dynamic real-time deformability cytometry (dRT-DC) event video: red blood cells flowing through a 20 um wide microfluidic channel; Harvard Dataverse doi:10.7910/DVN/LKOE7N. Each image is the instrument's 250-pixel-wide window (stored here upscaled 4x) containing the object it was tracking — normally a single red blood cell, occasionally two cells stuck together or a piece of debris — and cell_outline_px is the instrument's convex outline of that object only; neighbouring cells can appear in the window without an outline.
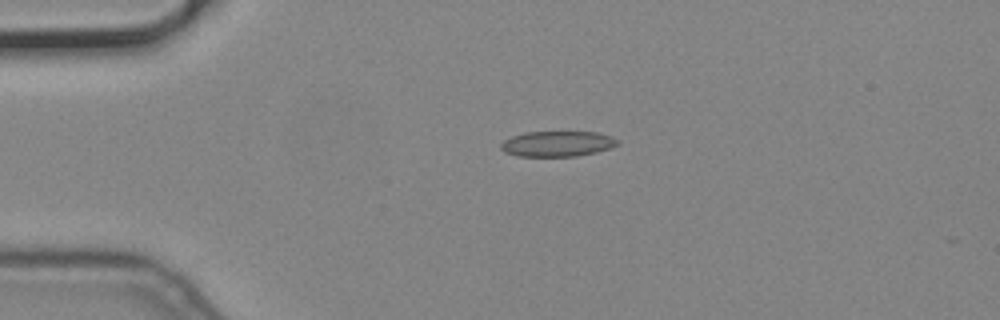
{"species": "common noctule bat (a hibernating species)", "species_latin": "Nyctalus noctula", "temperature_condition": "cold", "stored_images_in_passage": 3, "camera_frame_rate_fps": 3000, "um_per_image_px": 0.085, "animal": {"sex": "male", "body_mass_g": 19.2, "forearm_length_mm": 51.8}, "frame": {"image": 1, "passage_image": 2, "time_ms": 0.333, "image_size_px": [1000, 320], "cell_outline_px": [[620, 144], [596, 152], [576, 156], [516, 156], [504, 152], [500, 148], [500, 144], [504, 140], [512, 136], [524, 132], [596, 132], [612, 136], [620, 140]], "centroid_in_image_um": [47.37, 12.22], "position_along_channel_um": 37.6, "area_um2": 17.4}}